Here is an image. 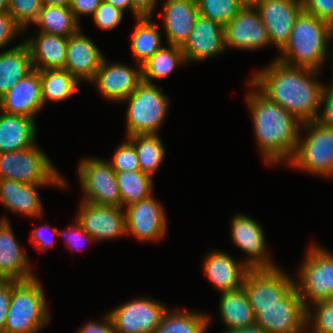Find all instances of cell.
Returning a JSON list of instances; mask_svg holds the SVG:
<instances>
[{"label":"cell","instance_id":"obj_1","mask_svg":"<svg viewBox=\"0 0 333 333\" xmlns=\"http://www.w3.org/2000/svg\"><path fill=\"white\" fill-rule=\"evenodd\" d=\"M318 70L292 67L275 59L249 80L270 101L282 106L301 123L318 119L324 84Z\"/></svg>","mask_w":333,"mask_h":333},{"label":"cell","instance_id":"obj_2","mask_svg":"<svg viewBox=\"0 0 333 333\" xmlns=\"http://www.w3.org/2000/svg\"><path fill=\"white\" fill-rule=\"evenodd\" d=\"M247 83L254 89L249 92L246 101L264 162L288 163L296 151L303 123L282 106L270 101L249 80Z\"/></svg>","mask_w":333,"mask_h":333},{"label":"cell","instance_id":"obj_3","mask_svg":"<svg viewBox=\"0 0 333 333\" xmlns=\"http://www.w3.org/2000/svg\"><path fill=\"white\" fill-rule=\"evenodd\" d=\"M333 27L304 10L293 25L290 38L277 61L292 67L319 70L329 55Z\"/></svg>","mask_w":333,"mask_h":333},{"label":"cell","instance_id":"obj_4","mask_svg":"<svg viewBox=\"0 0 333 333\" xmlns=\"http://www.w3.org/2000/svg\"><path fill=\"white\" fill-rule=\"evenodd\" d=\"M42 285L37 277L12 280V296L4 333H38L51 319Z\"/></svg>","mask_w":333,"mask_h":333},{"label":"cell","instance_id":"obj_5","mask_svg":"<svg viewBox=\"0 0 333 333\" xmlns=\"http://www.w3.org/2000/svg\"><path fill=\"white\" fill-rule=\"evenodd\" d=\"M0 179L67 186L48 156L36 144L23 150L0 153Z\"/></svg>","mask_w":333,"mask_h":333},{"label":"cell","instance_id":"obj_6","mask_svg":"<svg viewBox=\"0 0 333 333\" xmlns=\"http://www.w3.org/2000/svg\"><path fill=\"white\" fill-rule=\"evenodd\" d=\"M308 130L305 139H298L297 148L287 165L312 175L333 177V128L318 120L302 124Z\"/></svg>","mask_w":333,"mask_h":333},{"label":"cell","instance_id":"obj_7","mask_svg":"<svg viewBox=\"0 0 333 333\" xmlns=\"http://www.w3.org/2000/svg\"><path fill=\"white\" fill-rule=\"evenodd\" d=\"M168 97L155 84L142 82L124 101L127 136L157 134L168 111Z\"/></svg>","mask_w":333,"mask_h":333},{"label":"cell","instance_id":"obj_8","mask_svg":"<svg viewBox=\"0 0 333 333\" xmlns=\"http://www.w3.org/2000/svg\"><path fill=\"white\" fill-rule=\"evenodd\" d=\"M304 259L299 269L300 282L295 281L294 287L304 306L311 308L310 303L333 298V254L315 244Z\"/></svg>","mask_w":333,"mask_h":333},{"label":"cell","instance_id":"obj_9","mask_svg":"<svg viewBox=\"0 0 333 333\" xmlns=\"http://www.w3.org/2000/svg\"><path fill=\"white\" fill-rule=\"evenodd\" d=\"M78 175L85 198L82 201L97 205L122 207L116 172L109 161L99 158L83 159Z\"/></svg>","mask_w":333,"mask_h":333},{"label":"cell","instance_id":"obj_10","mask_svg":"<svg viewBox=\"0 0 333 333\" xmlns=\"http://www.w3.org/2000/svg\"><path fill=\"white\" fill-rule=\"evenodd\" d=\"M255 324L268 333H302L306 328V307L294 287L275 305L251 306Z\"/></svg>","mask_w":333,"mask_h":333},{"label":"cell","instance_id":"obj_11","mask_svg":"<svg viewBox=\"0 0 333 333\" xmlns=\"http://www.w3.org/2000/svg\"><path fill=\"white\" fill-rule=\"evenodd\" d=\"M167 310L152 298H139L117 306L108 313L112 317L115 333H153Z\"/></svg>","mask_w":333,"mask_h":333},{"label":"cell","instance_id":"obj_12","mask_svg":"<svg viewBox=\"0 0 333 333\" xmlns=\"http://www.w3.org/2000/svg\"><path fill=\"white\" fill-rule=\"evenodd\" d=\"M295 280L279 267L250 269L244 279L243 288L251 306L277 304L293 288Z\"/></svg>","mask_w":333,"mask_h":333},{"label":"cell","instance_id":"obj_13","mask_svg":"<svg viewBox=\"0 0 333 333\" xmlns=\"http://www.w3.org/2000/svg\"><path fill=\"white\" fill-rule=\"evenodd\" d=\"M225 49L257 50L270 45L268 30L254 6H243L224 26Z\"/></svg>","mask_w":333,"mask_h":333},{"label":"cell","instance_id":"obj_14","mask_svg":"<svg viewBox=\"0 0 333 333\" xmlns=\"http://www.w3.org/2000/svg\"><path fill=\"white\" fill-rule=\"evenodd\" d=\"M126 235L140 241L162 239L166 232L167 217L157 200L150 197L124 207Z\"/></svg>","mask_w":333,"mask_h":333},{"label":"cell","instance_id":"obj_15","mask_svg":"<svg viewBox=\"0 0 333 333\" xmlns=\"http://www.w3.org/2000/svg\"><path fill=\"white\" fill-rule=\"evenodd\" d=\"M76 220L94 241L126 236L123 207L97 205L81 201Z\"/></svg>","mask_w":333,"mask_h":333},{"label":"cell","instance_id":"obj_16","mask_svg":"<svg viewBox=\"0 0 333 333\" xmlns=\"http://www.w3.org/2000/svg\"><path fill=\"white\" fill-rule=\"evenodd\" d=\"M254 7L268 30L270 42L281 50L290 38L297 17L304 10L301 0H258Z\"/></svg>","mask_w":333,"mask_h":333},{"label":"cell","instance_id":"obj_17","mask_svg":"<svg viewBox=\"0 0 333 333\" xmlns=\"http://www.w3.org/2000/svg\"><path fill=\"white\" fill-rule=\"evenodd\" d=\"M231 237L235 246L249 256L244 262L250 269L278 267L266 251L263 228L254 219L243 214L234 216L231 223Z\"/></svg>","mask_w":333,"mask_h":333},{"label":"cell","instance_id":"obj_18","mask_svg":"<svg viewBox=\"0 0 333 333\" xmlns=\"http://www.w3.org/2000/svg\"><path fill=\"white\" fill-rule=\"evenodd\" d=\"M91 82L107 100L123 102L143 82L142 65L138 64L136 68L122 63L108 65L104 58Z\"/></svg>","mask_w":333,"mask_h":333},{"label":"cell","instance_id":"obj_19","mask_svg":"<svg viewBox=\"0 0 333 333\" xmlns=\"http://www.w3.org/2000/svg\"><path fill=\"white\" fill-rule=\"evenodd\" d=\"M181 49L186 62L203 61L219 55L225 51L224 26L200 15Z\"/></svg>","mask_w":333,"mask_h":333},{"label":"cell","instance_id":"obj_20","mask_svg":"<svg viewBox=\"0 0 333 333\" xmlns=\"http://www.w3.org/2000/svg\"><path fill=\"white\" fill-rule=\"evenodd\" d=\"M43 106L40 71L37 69L25 75L0 98L2 112L32 119Z\"/></svg>","mask_w":333,"mask_h":333},{"label":"cell","instance_id":"obj_21","mask_svg":"<svg viewBox=\"0 0 333 333\" xmlns=\"http://www.w3.org/2000/svg\"><path fill=\"white\" fill-rule=\"evenodd\" d=\"M9 221L0 220V280L27 281L35 278L28 256L17 243Z\"/></svg>","mask_w":333,"mask_h":333},{"label":"cell","instance_id":"obj_22","mask_svg":"<svg viewBox=\"0 0 333 333\" xmlns=\"http://www.w3.org/2000/svg\"><path fill=\"white\" fill-rule=\"evenodd\" d=\"M104 56L98 47L80 30L69 36L65 68L79 82L92 81Z\"/></svg>","mask_w":333,"mask_h":333},{"label":"cell","instance_id":"obj_23","mask_svg":"<svg viewBox=\"0 0 333 333\" xmlns=\"http://www.w3.org/2000/svg\"><path fill=\"white\" fill-rule=\"evenodd\" d=\"M199 16L197 0H165L162 18L169 45L182 47Z\"/></svg>","mask_w":333,"mask_h":333},{"label":"cell","instance_id":"obj_24","mask_svg":"<svg viewBox=\"0 0 333 333\" xmlns=\"http://www.w3.org/2000/svg\"><path fill=\"white\" fill-rule=\"evenodd\" d=\"M203 269L210 283L220 293L241 288L250 270L245 262L238 263L230 255L219 250H213L205 257Z\"/></svg>","mask_w":333,"mask_h":333},{"label":"cell","instance_id":"obj_25","mask_svg":"<svg viewBox=\"0 0 333 333\" xmlns=\"http://www.w3.org/2000/svg\"><path fill=\"white\" fill-rule=\"evenodd\" d=\"M38 33L37 37L31 36L24 41L30 50L33 68L39 71L64 69L69 37Z\"/></svg>","mask_w":333,"mask_h":333},{"label":"cell","instance_id":"obj_26","mask_svg":"<svg viewBox=\"0 0 333 333\" xmlns=\"http://www.w3.org/2000/svg\"><path fill=\"white\" fill-rule=\"evenodd\" d=\"M48 184H25L20 181L0 179V203L7 210L39 217L42 215V203L36 190Z\"/></svg>","mask_w":333,"mask_h":333},{"label":"cell","instance_id":"obj_27","mask_svg":"<svg viewBox=\"0 0 333 333\" xmlns=\"http://www.w3.org/2000/svg\"><path fill=\"white\" fill-rule=\"evenodd\" d=\"M0 112V153L19 151L35 145L37 129L34 119Z\"/></svg>","mask_w":333,"mask_h":333},{"label":"cell","instance_id":"obj_28","mask_svg":"<svg viewBox=\"0 0 333 333\" xmlns=\"http://www.w3.org/2000/svg\"><path fill=\"white\" fill-rule=\"evenodd\" d=\"M30 50L25 42L0 53V98L33 70Z\"/></svg>","mask_w":333,"mask_h":333},{"label":"cell","instance_id":"obj_29","mask_svg":"<svg viewBox=\"0 0 333 333\" xmlns=\"http://www.w3.org/2000/svg\"><path fill=\"white\" fill-rule=\"evenodd\" d=\"M219 313L227 330L255 324V314L243 287L221 293Z\"/></svg>","mask_w":333,"mask_h":333},{"label":"cell","instance_id":"obj_30","mask_svg":"<svg viewBox=\"0 0 333 333\" xmlns=\"http://www.w3.org/2000/svg\"><path fill=\"white\" fill-rule=\"evenodd\" d=\"M79 23L70 6L43 5L37 20L39 32L69 37L79 31Z\"/></svg>","mask_w":333,"mask_h":333},{"label":"cell","instance_id":"obj_31","mask_svg":"<svg viewBox=\"0 0 333 333\" xmlns=\"http://www.w3.org/2000/svg\"><path fill=\"white\" fill-rule=\"evenodd\" d=\"M136 21L137 25L132 33L131 50L138 61L137 64L143 65L163 48L162 36L157 26L151 21V16H143Z\"/></svg>","mask_w":333,"mask_h":333},{"label":"cell","instance_id":"obj_32","mask_svg":"<svg viewBox=\"0 0 333 333\" xmlns=\"http://www.w3.org/2000/svg\"><path fill=\"white\" fill-rule=\"evenodd\" d=\"M42 101L61 102L72 96L79 81L66 69H48L40 71Z\"/></svg>","mask_w":333,"mask_h":333},{"label":"cell","instance_id":"obj_33","mask_svg":"<svg viewBox=\"0 0 333 333\" xmlns=\"http://www.w3.org/2000/svg\"><path fill=\"white\" fill-rule=\"evenodd\" d=\"M157 51L142 65V80L153 84L152 80L168 77L178 65L186 63L179 46L168 45Z\"/></svg>","mask_w":333,"mask_h":333},{"label":"cell","instance_id":"obj_34","mask_svg":"<svg viewBox=\"0 0 333 333\" xmlns=\"http://www.w3.org/2000/svg\"><path fill=\"white\" fill-rule=\"evenodd\" d=\"M138 155L141 171L152 176L162 164L165 149L158 134H136L127 136Z\"/></svg>","mask_w":333,"mask_h":333},{"label":"cell","instance_id":"obj_35","mask_svg":"<svg viewBox=\"0 0 333 333\" xmlns=\"http://www.w3.org/2000/svg\"><path fill=\"white\" fill-rule=\"evenodd\" d=\"M209 321L206 314L169 309L153 333H204Z\"/></svg>","mask_w":333,"mask_h":333},{"label":"cell","instance_id":"obj_36","mask_svg":"<svg viewBox=\"0 0 333 333\" xmlns=\"http://www.w3.org/2000/svg\"><path fill=\"white\" fill-rule=\"evenodd\" d=\"M116 179L123 208L153 195L152 176L141 170L116 172Z\"/></svg>","mask_w":333,"mask_h":333},{"label":"cell","instance_id":"obj_37","mask_svg":"<svg viewBox=\"0 0 333 333\" xmlns=\"http://www.w3.org/2000/svg\"><path fill=\"white\" fill-rule=\"evenodd\" d=\"M201 16L225 26L231 21L243 5L238 0H197Z\"/></svg>","mask_w":333,"mask_h":333},{"label":"cell","instance_id":"obj_38","mask_svg":"<svg viewBox=\"0 0 333 333\" xmlns=\"http://www.w3.org/2000/svg\"><path fill=\"white\" fill-rule=\"evenodd\" d=\"M312 306L315 313L306 308V328L311 326L313 333H333V298L313 303Z\"/></svg>","mask_w":333,"mask_h":333},{"label":"cell","instance_id":"obj_39","mask_svg":"<svg viewBox=\"0 0 333 333\" xmlns=\"http://www.w3.org/2000/svg\"><path fill=\"white\" fill-rule=\"evenodd\" d=\"M42 6V0H10L8 12L25 30L30 23L37 20Z\"/></svg>","mask_w":333,"mask_h":333},{"label":"cell","instance_id":"obj_40","mask_svg":"<svg viewBox=\"0 0 333 333\" xmlns=\"http://www.w3.org/2000/svg\"><path fill=\"white\" fill-rule=\"evenodd\" d=\"M109 163L115 172H135L141 170L137 152L134 145L128 139L118 146L112 161L110 160Z\"/></svg>","mask_w":333,"mask_h":333},{"label":"cell","instance_id":"obj_41","mask_svg":"<svg viewBox=\"0 0 333 333\" xmlns=\"http://www.w3.org/2000/svg\"><path fill=\"white\" fill-rule=\"evenodd\" d=\"M123 15L121 10L103 0L92 16L99 28L110 30L120 24Z\"/></svg>","mask_w":333,"mask_h":333},{"label":"cell","instance_id":"obj_42","mask_svg":"<svg viewBox=\"0 0 333 333\" xmlns=\"http://www.w3.org/2000/svg\"><path fill=\"white\" fill-rule=\"evenodd\" d=\"M305 12L333 27V0H301Z\"/></svg>","mask_w":333,"mask_h":333},{"label":"cell","instance_id":"obj_43","mask_svg":"<svg viewBox=\"0 0 333 333\" xmlns=\"http://www.w3.org/2000/svg\"><path fill=\"white\" fill-rule=\"evenodd\" d=\"M64 236L66 239V244L68 246H71L73 251L78 252L84 244H81L82 242L88 241H94V238L87 233L81 226V224L76 220L72 226H69L68 230L65 231H59L58 230V236ZM82 241V242H81Z\"/></svg>","mask_w":333,"mask_h":333},{"label":"cell","instance_id":"obj_44","mask_svg":"<svg viewBox=\"0 0 333 333\" xmlns=\"http://www.w3.org/2000/svg\"><path fill=\"white\" fill-rule=\"evenodd\" d=\"M23 28L6 11L0 13V49L5 47Z\"/></svg>","mask_w":333,"mask_h":333},{"label":"cell","instance_id":"obj_45","mask_svg":"<svg viewBox=\"0 0 333 333\" xmlns=\"http://www.w3.org/2000/svg\"><path fill=\"white\" fill-rule=\"evenodd\" d=\"M332 55V62H333V51L330 52ZM332 73H333V66H332ZM333 76V75H332ZM324 105V109H320L321 112L318 116V121L324 124L327 127L333 128V77L331 86L327 88L324 86L322 92V103Z\"/></svg>","mask_w":333,"mask_h":333},{"label":"cell","instance_id":"obj_46","mask_svg":"<svg viewBox=\"0 0 333 333\" xmlns=\"http://www.w3.org/2000/svg\"><path fill=\"white\" fill-rule=\"evenodd\" d=\"M12 296V280H0V333L5 331V322Z\"/></svg>","mask_w":333,"mask_h":333},{"label":"cell","instance_id":"obj_47","mask_svg":"<svg viewBox=\"0 0 333 333\" xmlns=\"http://www.w3.org/2000/svg\"><path fill=\"white\" fill-rule=\"evenodd\" d=\"M45 227H39V228H34L32 229V235H31V240L33 243V246H35L36 248H38L40 251H45L46 249L50 248L51 246H53L54 244V234L56 233L58 235V229L57 228H53L51 230V228L48 225H44ZM47 229L50 231V237L47 236L46 234L42 231V229ZM50 228V229H49Z\"/></svg>","mask_w":333,"mask_h":333},{"label":"cell","instance_id":"obj_48","mask_svg":"<svg viewBox=\"0 0 333 333\" xmlns=\"http://www.w3.org/2000/svg\"><path fill=\"white\" fill-rule=\"evenodd\" d=\"M104 322L90 321L85 323L77 333H115L114 323L111 315L105 314Z\"/></svg>","mask_w":333,"mask_h":333},{"label":"cell","instance_id":"obj_49","mask_svg":"<svg viewBox=\"0 0 333 333\" xmlns=\"http://www.w3.org/2000/svg\"><path fill=\"white\" fill-rule=\"evenodd\" d=\"M103 0H71L70 9L79 22L80 15H93Z\"/></svg>","mask_w":333,"mask_h":333},{"label":"cell","instance_id":"obj_50","mask_svg":"<svg viewBox=\"0 0 333 333\" xmlns=\"http://www.w3.org/2000/svg\"><path fill=\"white\" fill-rule=\"evenodd\" d=\"M134 5V15L135 18H140L143 16H152V12L157 5V0H132Z\"/></svg>","mask_w":333,"mask_h":333},{"label":"cell","instance_id":"obj_51","mask_svg":"<svg viewBox=\"0 0 333 333\" xmlns=\"http://www.w3.org/2000/svg\"><path fill=\"white\" fill-rule=\"evenodd\" d=\"M104 1L113 5L115 8L121 10L123 13L129 8L134 14V5L132 3V0H104Z\"/></svg>","mask_w":333,"mask_h":333},{"label":"cell","instance_id":"obj_52","mask_svg":"<svg viewBox=\"0 0 333 333\" xmlns=\"http://www.w3.org/2000/svg\"><path fill=\"white\" fill-rule=\"evenodd\" d=\"M222 333H268L261 326L254 324L246 328L225 330Z\"/></svg>","mask_w":333,"mask_h":333},{"label":"cell","instance_id":"obj_53","mask_svg":"<svg viewBox=\"0 0 333 333\" xmlns=\"http://www.w3.org/2000/svg\"><path fill=\"white\" fill-rule=\"evenodd\" d=\"M43 5L70 6L71 0H42Z\"/></svg>","mask_w":333,"mask_h":333},{"label":"cell","instance_id":"obj_54","mask_svg":"<svg viewBox=\"0 0 333 333\" xmlns=\"http://www.w3.org/2000/svg\"><path fill=\"white\" fill-rule=\"evenodd\" d=\"M9 5L10 0H0V13L8 11Z\"/></svg>","mask_w":333,"mask_h":333},{"label":"cell","instance_id":"obj_55","mask_svg":"<svg viewBox=\"0 0 333 333\" xmlns=\"http://www.w3.org/2000/svg\"><path fill=\"white\" fill-rule=\"evenodd\" d=\"M244 7L245 6H255L258 0H238Z\"/></svg>","mask_w":333,"mask_h":333}]
</instances>
